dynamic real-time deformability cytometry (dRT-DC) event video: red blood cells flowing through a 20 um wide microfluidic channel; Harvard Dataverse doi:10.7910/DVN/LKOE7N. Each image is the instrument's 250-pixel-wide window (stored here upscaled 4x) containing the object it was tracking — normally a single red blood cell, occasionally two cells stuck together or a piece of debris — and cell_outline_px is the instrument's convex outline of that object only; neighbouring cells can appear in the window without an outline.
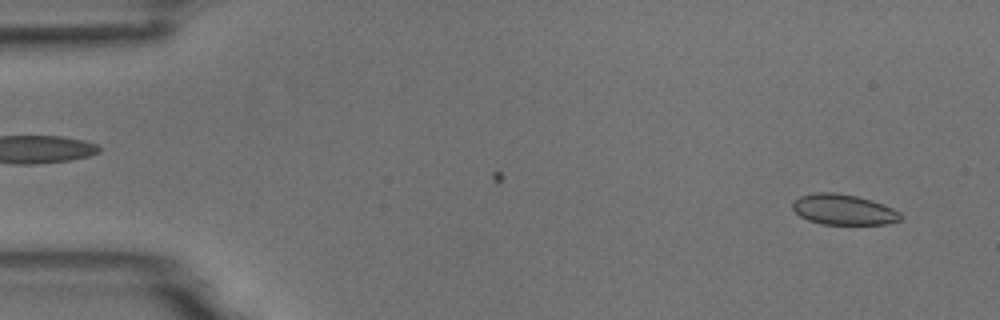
{"species": "common noctule bat (a hibernating species)", "species_latin": "Nyctalus noctula", "temperature_condition": "room temperature", "stored_images_in_passage": 52, "camera_frame_rate_fps": 3000, "um_per_image_px": 0.085, "animal": {"sex": "male", "body_mass_g": 18.8}, "frame": {"image": 1, "passage_image": 1, "time_ms": 0.0, "image_size_px": [1000, 320], "cell_outline_px": [[904, 216], [900, 220], [884, 224], [820, 224], [808, 220], [800, 216], [792, 208], [792, 200], [800, 196], [816, 192], [836, 192], [856, 196], [872, 200], [892, 208], [900, 212]], "centroid_in_image_um": [71.68, 17.81], "position_along_channel_um": 13.3, "area_um2": 19.31}}
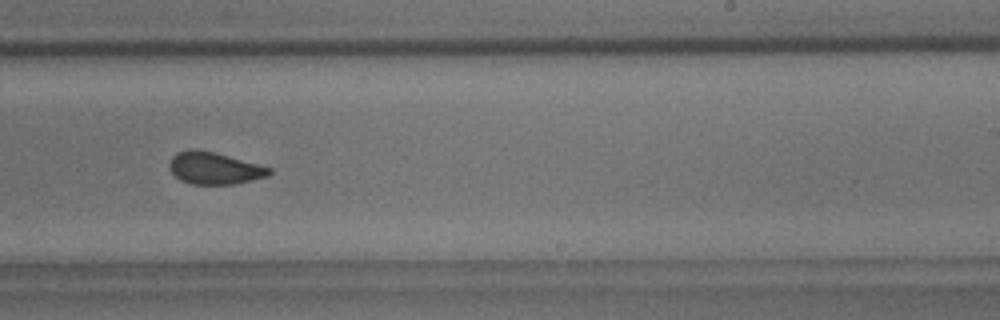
{"frame": {"image": 2, "passage_image": 31, "time_ms": 10.0, "image_size_px": [1000, 320], "cell_outline_px": [[272, 172], [268, 176], [236, 184], [192, 184], [180, 180], [168, 168], [168, 164], [172, 156], [176, 152], [188, 148], [196, 148], [228, 156], [272, 168]], "centroid_in_image_um": [18.18, 14.29], "position_along_channel_um": 270.8, "area_um2": 18.73}}
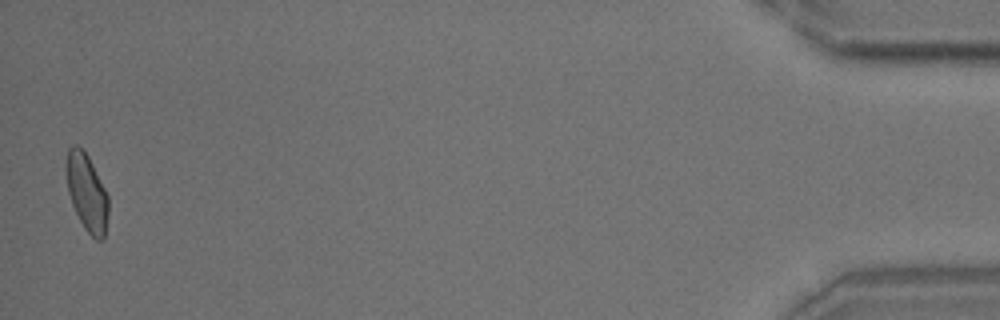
{"frame": {"image": 3, "passage_image": 51, "time_ms": 16.667, "image_size_px": [1000, 320], "cell_outline_px": [[108, 212], [104, 240], [96, 240], [84, 228], [72, 204], [68, 192], [64, 172], [64, 164], [68, 148], [72, 144], [76, 144], [88, 156], [108, 196]], "centroid_in_image_um": [7.34, 16.33], "position_along_channel_um": 427.9, "area_um2": 19.07}, "authors_computed_cell_mechanics": {"area_um2": 19.3919, "velocity_mm_per_s": 3.7207, "shape_relaxation_time_tau1_ms": 7.5514, "shape_relaxation_time_tau2_ms": 1.1231, "deformation_change_tau1": 0.1242, "deformation_change_tau2": 0.0397}}